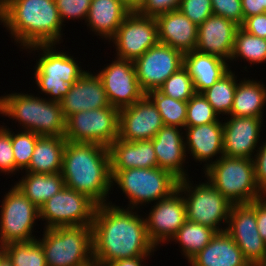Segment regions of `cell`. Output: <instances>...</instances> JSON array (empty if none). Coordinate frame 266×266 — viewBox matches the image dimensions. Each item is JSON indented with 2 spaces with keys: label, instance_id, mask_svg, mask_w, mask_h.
I'll use <instances>...</instances> for the list:
<instances>
[{
  "label": "cell",
  "instance_id": "52",
  "mask_svg": "<svg viewBox=\"0 0 266 266\" xmlns=\"http://www.w3.org/2000/svg\"><path fill=\"white\" fill-rule=\"evenodd\" d=\"M5 254V246L0 243V259Z\"/></svg>",
  "mask_w": 266,
  "mask_h": 266
},
{
  "label": "cell",
  "instance_id": "44",
  "mask_svg": "<svg viewBox=\"0 0 266 266\" xmlns=\"http://www.w3.org/2000/svg\"><path fill=\"white\" fill-rule=\"evenodd\" d=\"M181 0H143L137 11L141 15L156 17L159 14L177 10Z\"/></svg>",
  "mask_w": 266,
  "mask_h": 266
},
{
  "label": "cell",
  "instance_id": "34",
  "mask_svg": "<svg viewBox=\"0 0 266 266\" xmlns=\"http://www.w3.org/2000/svg\"><path fill=\"white\" fill-rule=\"evenodd\" d=\"M241 58L250 62V66L266 63V39L251 35L239 27L235 34L230 60L236 61Z\"/></svg>",
  "mask_w": 266,
  "mask_h": 266
},
{
  "label": "cell",
  "instance_id": "3",
  "mask_svg": "<svg viewBox=\"0 0 266 266\" xmlns=\"http://www.w3.org/2000/svg\"><path fill=\"white\" fill-rule=\"evenodd\" d=\"M61 174L66 187L87 195L97 205L109 203L113 187L108 147L66 140Z\"/></svg>",
  "mask_w": 266,
  "mask_h": 266
},
{
  "label": "cell",
  "instance_id": "50",
  "mask_svg": "<svg viewBox=\"0 0 266 266\" xmlns=\"http://www.w3.org/2000/svg\"><path fill=\"white\" fill-rule=\"evenodd\" d=\"M131 12L138 11L143 0H120Z\"/></svg>",
  "mask_w": 266,
  "mask_h": 266
},
{
  "label": "cell",
  "instance_id": "29",
  "mask_svg": "<svg viewBox=\"0 0 266 266\" xmlns=\"http://www.w3.org/2000/svg\"><path fill=\"white\" fill-rule=\"evenodd\" d=\"M65 143L64 136H39L29 166L23 172L60 173Z\"/></svg>",
  "mask_w": 266,
  "mask_h": 266
},
{
  "label": "cell",
  "instance_id": "49",
  "mask_svg": "<svg viewBox=\"0 0 266 266\" xmlns=\"http://www.w3.org/2000/svg\"><path fill=\"white\" fill-rule=\"evenodd\" d=\"M150 256H139L136 258H126L119 259L113 262H110L107 266H143L142 262L149 258Z\"/></svg>",
  "mask_w": 266,
  "mask_h": 266
},
{
  "label": "cell",
  "instance_id": "4",
  "mask_svg": "<svg viewBox=\"0 0 266 266\" xmlns=\"http://www.w3.org/2000/svg\"><path fill=\"white\" fill-rule=\"evenodd\" d=\"M0 114L5 115L38 136H64L66 119L60 103L24 93L0 97Z\"/></svg>",
  "mask_w": 266,
  "mask_h": 266
},
{
  "label": "cell",
  "instance_id": "26",
  "mask_svg": "<svg viewBox=\"0 0 266 266\" xmlns=\"http://www.w3.org/2000/svg\"><path fill=\"white\" fill-rule=\"evenodd\" d=\"M188 263L190 266H248L242 251L226 232H217Z\"/></svg>",
  "mask_w": 266,
  "mask_h": 266
},
{
  "label": "cell",
  "instance_id": "47",
  "mask_svg": "<svg viewBox=\"0 0 266 266\" xmlns=\"http://www.w3.org/2000/svg\"><path fill=\"white\" fill-rule=\"evenodd\" d=\"M256 222L258 232L266 243V195L256 199Z\"/></svg>",
  "mask_w": 266,
  "mask_h": 266
},
{
  "label": "cell",
  "instance_id": "17",
  "mask_svg": "<svg viewBox=\"0 0 266 266\" xmlns=\"http://www.w3.org/2000/svg\"><path fill=\"white\" fill-rule=\"evenodd\" d=\"M145 217L147 234L155 247L170 242L187 220L183 194L177 189L170 196L155 202Z\"/></svg>",
  "mask_w": 266,
  "mask_h": 266
},
{
  "label": "cell",
  "instance_id": "27",
  "mask_svg": "<svg viewBox=\"0 0 266 266\" xmlns=\"http://www.w3.org/2000/svg\"><path fill=\"white\" fill-rule=\"evenodd\" d=\"M229 61L196 50L184 53V67L192 78L196 93H202L231 69Z\"/></svg>",
  "mask_w": 266,
  "mask_h": 266
},
{
  "label": "cell",
  "instance_id": "30",
  "mask_svg": "<svg viewBox=\"0 0 266 266\" xmlns=\"http://www.w3.org/2000/svg\"><path fill=\"white\" fill-rule=\"evenodd\" d=\"M266 87L260 81L244 78L237 83L233 107L229 116L263 118Z\"/></svg>",
  "mask_w": 266,
  "mask_h": 266
},
{
  "label": "cell",
  "instance_id": "32",
  "mask_svg": "<svg viewBox=\"0 0 266 266\" xmlns=\"http://www.w3.org/2000/svg\"><path fill=\"white\" fill-rule=\"evenodd\" d=\"M216 233L217 231L211 227L186 220L170 241L180 244L182 255L189 261L211 241Z\"/></svg>",
  "mask_w": 266,
  "mask_h": 266
},
{
  "label": "cell",
  "instance_id": "45",
  "mask_svg": "<svg viewBox=\"0 0 266 266\" xmlns=\"http://www.w3.org/2000/svg\"><path fill=\"white\" fill-rule=\"evenodd\" d=\"M262 143L252 160L257 187L263 195H266V140Z\"/></svg>",
  "mask_w": 266,
  "mask_h": 266
},
{
  "label": "cell",
  "instance_id": "37",
  "mask_svg": "<svg viewBox=\"0 0 266 266\" xmlns=\"http://www.w3.org/2000/svg\"><path fill=\"white\" fill-rule=\"evenodd\" d=\"M158 90L176 100L188 101L196 92L188 70L183 66L173 73Z\"/></svg>",
  "mask_w": 266,
  "mask_h": 266
},
{
  "label": "cell",
  "instance_id": "23",
  "mask_svg": "<svg viewBox=\"0 0 266 266\" xmlns=\"http://www.w3.org/2000/svg\"><path fill=\"white\" fill-rule=\"evenodd\" d=\"M182 128L163 126L151 140L158 167L171 172L179 180L189 177L185 170L186 148Z\"/></svg>",
  "mask_w": 266,
  "mask_h": 266
},
{
  "label": "cell",
  "instance_id": "19",
  "mask_svg": "<svg viewBox=\"0 0 266 266\" xmlns=\"http://www.w3.org/2000/svg\"><path fill=\"white\" fill-rule=\"evenodd\" d=\"M227 118L223 122V155L252 159L259 148L257 145L260 144L258 142L264 119L237 116Z\"/></svg>",
  "mask_w": 266,
  "mask_h": 266
},
{
  "label": "cell",
  "instance_id": "41",
  "mask_svg": "<svg viewBox=\"0 0 266 266\" xmlns=\"http://www.w3.org/2000/svg\"><path fill=\"white\" fill-rule=\"evenodd\" d=\"M0 171L9 175L19 172L15 166V159L11 143V130L7 126L0 125Z\"/></svg>",
  "mask_w": 266,
  "mask_h": 266
},
{
  "label": "cell",
  "instance_id": "13",
  "mask_svg": "<svg viewBox=\"0 0 266 266\" xmlns=\"http://www.w3.org/2000/svg\"><path fill=\"white\" fill-rule=\"evenodd\" d=\"M111 41L116 48L115 58L135 62L159 42L157 21L155 17L130 12Z\"/></svg>",
  "mask_w": 266,
  "mask_h": 266
},
{
  "label": "cell",
  "instance_id": "28",
  "mask_svg": "<svg viewBox=\"0 0 266 266\" xmlns=\"http://www.w3.org/2000/svg\"><path fill=\"white\" fill-rule=\"evenodd\" d=\"M130 12L120 0H91L85 22L90 31L109 41Z\"/></svg>",
  "mask_w": 266,
  "mask_h": 266
},
{
  "label": "cell",
  "instance_id": "31",
  "mask_svg": "<svg viewBox=\"0 0 266 266\" xmlns=\"http://www.w3.org/2000/svg\"><path fill=\"white\" fill-rule=\"evenodd\" d=\"M15 186L40 210L47 200L64 188L65 184L61 172H25V176H22Z\"/></svg>",
  "mask_w": 266,
  "mask_h": 266
},
{
  "label": "cell",
  "instance_id": "35",
  "mask_svg": "<svg viewBox=\"0 0 266 266\" xmlns=\"http://www.w3.org/2000/svg\"><path fill=\"white\" fill-rule=\"evenodd\" d=\"M146 96L159 111L164 126L185 128L187 117V101L173 99L158 89L148 91Z\"/></svg>",
  "mask_w": 266,
  "mask_h": 266
},
{
  "label": "cell",
  "instance_id": "33",
  "mask_svg": "<svg viewBox=\"0 0 266 266\" xmlns=\"http://www.w3.org/2000/svg\"><path fill=\"white\" fill-rule=\"evenodd\" d=\"M235 71H229L211 87L202 92L208 103L218 115H229L232 107L237 87V76Z\"/></svg>",
  "mask_w": 266,
  "mask_h": 266
},
{
  "label": "cell",
  "instance_id": "48",
  "mask_svg": "<svg viewBox=\"0 0 266 266\" xmlns=\"http://www.w3.org/2000/svg\"><path fill=\"white\" fill-rule=\"evenodd\" d=\"M244 20L247 17L264 14L261 0H241Z\"/></svg>",
  "mask_w": 266,
  "mask_h": 266
},
{
  "label": "cell",
  "instance_id": "36",
  "mask_svg": "<svg viewBox=\"0 0 266 266\" xmlns=\"http://www.w3.org/2000/svg\"><path fill=\"white\" fill-rule=\"evenodd\" d=\"M5 246V255L13 266H47L44 251L36 240L11 242Z\"/></svg>",
  "mask_w": 266,
  "mask_h": 266
},
{
  "label": "cell",
  "instance_id": "53",
  "mask_svg": "<svg viewBox=\"0 0 266 266\" xmlns=\"http://www.w3.org/2000/svg\"><path fill=\"white\" fill-rule=\"evenodd\" d=\"M261 7H264V13H266V0H261Z\"/></svg>",
  "mask_w": 266,
  "mask_h": 266
},
{
  "label": "cell",
  "instance_id": "1",
  "mask_svg": "<svg viewBox=\"0 0 266 266\" xmlns=\"http://www.w3.org/2000/svg\"><path fill=\"white\" fill-rule=\"evenodd\" d=\"M132 210L110 201L97 205L91 225L94 266L154 255L158 248L149 240L146 220Z\"/></svg>",
  "mask_w": 266,
  "mask_h": 266
},
{
  "label": "cell",
  "instance_id": "51",
  "mask_svg": "<svg viewBox=\"0 0 266 266\" xmlns=\"http://www.w3.org/2000/svg\"><path fill=\"white\" fill-rule=\"evenodd\" d=\"M0 266H13L8 257L4 254L0 259Z\"/></svg>",
  "mask_w": 266,
  "mask_h": 266
},
{
  "label": "cell",
  "instance_id": "24",
  "mask_svg": "<svg viewBox=\"0 0 266 266\" xmlns=\"http://www.w3.org/2000/svg\"><path fill=\"white\" fill-rule=\"evenodd\" d=\"M158 26V40L183 53L196 49L198 26L179 9L155 17Z\"/></svg>",
  "mask_w": 266,
  "mask_h": 266
},
{
  "label": "cell",
  "instance_id": "38",
  "mask_svg": "<svg viewBox=\"0 0 266 266\" xmlns=\"http://www.w3.org/2000/svg\"><path fill=\"white\" fill-rule=\"evenodd\" d=\"M219 115L213 110L202 93H195L187 101L185 127L200 126L216 122Z\"/></svg>",
  "mask_w": 266,
  "mask_h": 266
},
{
  "label": "cell",
  "instance_id": "5",
  "mask_svg": "<svg viewBox=\"0 0 266 266\" xmlns=\"http://www.w3.org/2000/svg\"><path fill=\"white\" fill-rule=\"evenodd\" d=\"M42 235L47 266H94L91 225L44 228Z\"/></svg>",
  "mask_w": 266,
  "mask_h": 266
},
{
  "label": "cell",
  "instance_id": "39",
  "mask_svg": "<svg viewBox=\"0 0 266 266\" xmlns=\"http://www.w3.org/2000/svg\"><path fill=\"white\" fill-rule=\"evenodd\" d=\"M19 132L15 134L11 131V143L15 166L23 171L29 166L39 136L31 131Z\"/></svg>",
  "mask_w": 266,
  "mask_h": 266
},
{
  "label": "cell",
  "instance_id": "10",
  "mask_svg": "<svg viewBox=\"0 0 266 266\" xmlns=\"http://www.w3.org/2000/svg\"><path fill=\"white\" fill-rule=\"evenodd\" d=\"M119 109L104 107L72 114L66 119L65 139L109 147L119 135Z\"/></svg>",
  "mask_w": 266,
  "mask_h": 266
},
{
  "label": "cell",
  "instance_id": "25",
  "mask_svg": "<svg viewBox=\"0 0 266 266\" xmlns=\"http://www.w3.org/2000/svg\"><path fill=\"white\" fill-rule=\"evenodd\" d=\"M108 149L111 171L158 167L151 140L127 142L117 138Z\"/></svg>",
  "mask_w": 266,
  "mask_h": 266
},
{
  "label": "cell",
  "instance_id": "12",
  "mask_svg": "<svg viewBox=\"0 0 266 266\" xmlns=\"http://www.w3.org/2000/svg\"><path fill=\"white\" fill-rule=\"evenodd\" d=\"M0 210L1 244L37 239L32 233L40 211L15 185L4 195Z\"/></svg>",
  "mask_w": 266,
  "mask_h": 266
},
{
  "label": "cell",
  "instance_id": "8",
  "mask_svg": "<svg viewBox=\"0 0 266 266\" xmlns=\"http://www.w3.org/2000/svg\"><path fill=\"white\" fill-rule=\"evenodd\" d=\"M204 173L208 182L233 205L251 203L263 196L257 187L252 159L223 155Z\"/></svg>",
  "mask_w": 266,
  "mask_h": 266
},
{
  "label": "cell",
  "instance_id": "7",
  "mask_svg": "<svg viewBox=\"0 0 266 266\" xmlns=\"http://www.w3.org/2000/svg\"><path fill=\"white\" fill-rule=\"evenodd\" d=\"M111 184L118 185L129 199L128 209H140L151 202L170 196L178 188L179 179L159 167L111 171ZM139 206V208H138Z\"/></svg>",
  "mask_w": 266,
  "mask_h": 266
},
{
  "label": "cell",
  "instance_id": "42",
  "mask_svg": "<svg viewBox=\"0 0 266 266\" xmlns=\"http://www.w3.org/2000/svg\"><path fill=\"white\" fill-rule=\"evenodd\" d=\"M61 22L66 19L85 20L88 15L91 0H55Z\"/></svg>",
  "mask_w": 266,
  "mask_h": 266
},
{
  "label": "cell",
  "instance_id": "6",
  "mask_svg": "<svg viewBox=\"0 0 266 266\" xmlns=\"http://www.w3.org/2000/svg\"><path fill=\"white\" fill-rule=\"evenodd\" d=\"M55 47V44L34 45L27 47L26 51L27 49L42 51L34 67L35 84L38 90L50 98L48 100L60 103L71 85L87 71L82 70L78 61H75L76 58L64 51L59 52Z\"/></svg>",
  "mask_w": 266,
  "mask_h": 266
},
{
  "label": "cell",
  "instance_id": "21",
  "mask_svg": "<svg viewBox=\"0 0 266 266\" xmlns=\"http://www.w3.org/2000/svg\"><path fill=\"white\" fill-rule=\"evenodd\" d=\"M238 28V25L222 16H209L198 26L195 50L230 61Z\"/></svg>",
  "mask_w": 266,
  "mask_h": 266
},
{
  "label": "cell",
  "instance_id": "22",
  "mask_svg": "<svg viewBox=\"0 0 266 266\" xmlns=\"http://www.w3.org/2000/svg\"><path fill=\"white\" fill-rule=\"evenodd\" d=\"M184 130L186 154L195 161L205 162L203 170L223 156V121L218 119L209 124L185 127ZM214 156L217 158L213 161Z\"/></svg>",
  "mask_w": 266,
  "mask_h": 266
},
{
  "label": "cell",
  "instance_id": "2",
  "mask_svg": "<svg viewBox=\"0 0 266 266\" xmlns=\"http://www.w3.org/2000/svg\"><path fill=\"white\" fill-rule=\"evenodd\" d=\"M0 22L23 49L61 43L64 24L55 0H0Z\"/></svg>",
  "mask_w": 266,
  "mask_h": 266
},
{
  "label": "cell",
  "instance_id": "20",
  "mask_svg": "<svg viewBox=\"0 0 266 266\" xmlns=\"http://www.w3.org/2000/svg\"><path fill=\"white\" fill-rule=\"evenodd\" d=\"M60 105L65 119L77 112L111 107L101 78L91 71L71 85Z\"/></svg>",
  "mask_w": 266,
  "mask_h": 266
},
{
  "label": "cell",
  "instance_id": "14",
  "mask_svg": "<svg viewBox=\"0 0 266 266\" xmlns=\"http://www.w3.org/2000/svg\"><path fill=\"white\" fill-rule=\"evenodd\" d=\"M225 231L232 237L249 264L262 266L266 262V243L256 222V200L231 206Z\"/></svg>",
  "mask_w": 266,
  "mask_h": 266
},
{
  "label": "cell",
  "instance_id": "43",
  "mask_svg": "<svg viewBox=\"0 0 266 266\" xmlns=\"http://www.w3.org/2000/svg\"><path fill=\"white\" fill-rule=\"evenodd\" d=\"M213 15L222 16L241 27L244 23L241 0H211Z\"/></svg>",
  "mask_w": 266,
  "mask_h": 266
},
{
  "label": "cell",
  "instance_id": "11",
  "mask_svg": "<svg viewBox=\"0 0 266 266\" xmlns=\"http://www.w3.org/2000/svg\"><path fill=\"white\" fill-rule=\"evenodd\" d=\"M97 204L87 195L64 186L40 208L45 229L92 225Z\"/></svg>",
  "mask_w": 266,
  "mask_h": 266
},
{
  "label": "cell",
  "instance_id": "40",
  "mask_svg": "<svg viewBox=\"0 0 266 266\" xmlns=\"http://www.w3.org/2000/svg\"><path fill=\"white\" fill-rule=\"evenodd\" d=\"M178 9L197 26L213 15L211 0H181Z\"/></svg>",
  "mask_w": 266,
  "mask_h": 266
},
{
  "label": "cell",
  "instance_id": "46",
  "mask_svg": "<svg viewBox=\"0 0 266 266\" xmlns=\"http://www.w3.org/2000/svg\"><path fill=\"white\" fill-rule=\"evenodd\" d=\"M241 28L251 35L266 39V13L247 17Z\"/></svg>",
  "mask_w": 266,
  "mask_h": 266
},
{
  "label": "cell",
  "instance_id": "9",
  "mask_svg": "<svg viewBox=\"0 0 266 266\" xmlns=\"http://www.w3.org/2000/svg\"><path fill=\"white\" fill-rule=\"evenodd\" d=\"M189 179L179 180L177 188L184 194L187 220L211 227L217 232L225 231L226 227L222 229L219 226L221 223L227 225L233 204L207 180L193 186Z\"/></svg>",
  "mask_w": 266,
  "mask_h": 266
},
{
  "label": "cell",
  "instance_id": "18",
  "mask_svg": "<svg viewBox=\"0 0 266 266\" xmlns=\"http://www.w3.org/2000/svg\"><path fill=\"white\" fill-rule=\"evenodd\" d=\"M163 126L159 111L145 95L131 106L120 109L118 138L127 142L152 140Z\"/></svg>",
  "mask_w": 266,
  "mask_h": 266
},
{
  "label": "cell",
  "instance_id": "54",
  "mask_svg": "<svg viewBox=\"0 0 266 266\" xmlns=\"http://www.w3.org/2000/svg\"><path fill=\"white\" fill-rule=\"evenodd\" d=\"M248 266H260V265H256V264H249Z\"/></svg>",
  "mask_w": 266,
  "mask_h": 266
},
{
  "label": "cell",
  "instance_id": "15",
  "mask_svg": "<svg viewBox=\"0 0 266 266\" xmlns=\"http://www.w3.org/2000/svg\"><path fill=\"white\" fill-rule=\"evenodd\" d=\"M136 76L141 89H158L173 73L184 66V53L158 42L135 62Z\"/></svg>",
  "mask_w": 266,
  "mask_h": 266
},
{
  "label": "cell",
  "instance_id": "16",
  "mask_svg": "<svg viewBox=\"0 0 266 266\" xmlns=\"http://www.w3.org/2000/svg\"><path fill=\"white\" fill-rule=\"evenodd\" d=\"M96 74L103 82L111 106L119 110L131 106L146 95L139 85L132 61L116 58Z\"/></svg>",
  "mask_w": 266,
  "mask_h": 266
}]
</instances>
